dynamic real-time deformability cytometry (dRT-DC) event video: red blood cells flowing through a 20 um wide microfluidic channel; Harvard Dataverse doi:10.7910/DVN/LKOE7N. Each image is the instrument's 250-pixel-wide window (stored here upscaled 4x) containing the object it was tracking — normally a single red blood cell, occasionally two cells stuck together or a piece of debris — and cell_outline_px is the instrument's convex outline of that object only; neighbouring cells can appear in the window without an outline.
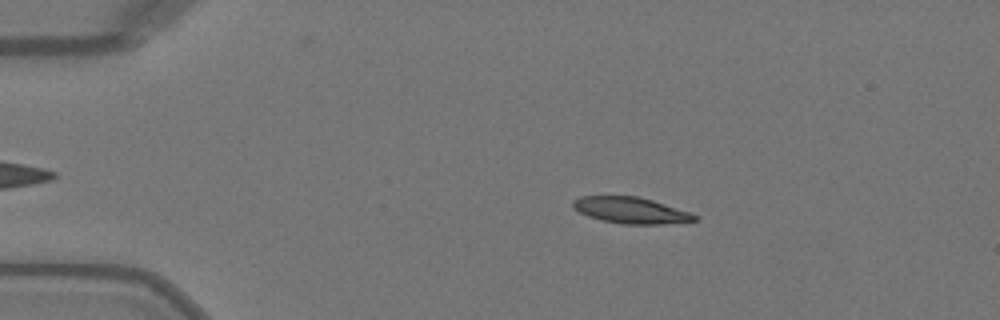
{"species": "Egyptian fruit bat (a non-hibernating species)", "species_latin": "Rousettus aegyptiacus", "temperature_condition": "warm", "stored_images_in_passage": 49, "camera_frame_rate_fps": 3000, "um_per_image_px": 0.085, "animal": {"sex": "female"}, "frame": {"image": 1, "passage_image": 9, "time_ms": 2.667, "image_size_px": [1000, 320], "cell_outline_px": [[700, 220], [660, 224], [624, 224], [600, 220], [588, 216], [580, 212], [572, 204], [572, 200], [580, 196], [636, 196], [652, 200], [700, 216]], "centroid_in_image_um": [53.62, 17.88], "position_along_channel_um": 31.4, "area_um2": 18.44}}
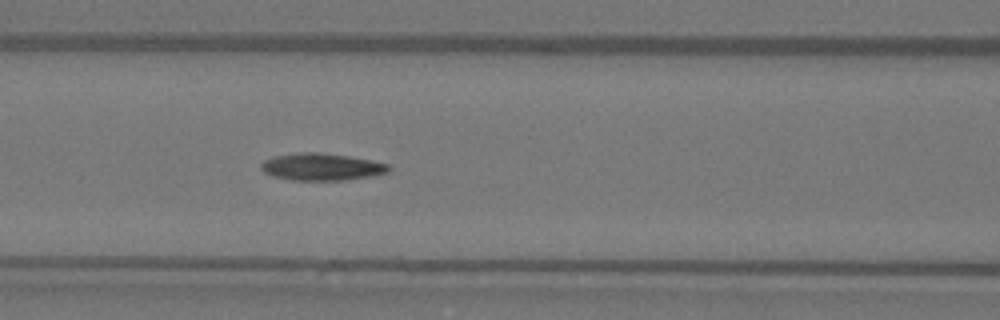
{"frame": {"image": 2, "passage_image": 21, "time_ms": 6.667, "image_size_px": [1000, 320], "cell_outline_px": [[392, 168], [388, 172], [368, 176], [344, 180], [292, 180], [272, 176], [264, 172], [260, 168], [260, 164], [264, 160], [276, 156], [300, 152], [316, 152], [348, 156], [372, 160], [388, 164]], "centroid_in_image_um": [27.32, 14.18], "position_along_channel_um": 139.3, "area_um2": 20.06}}
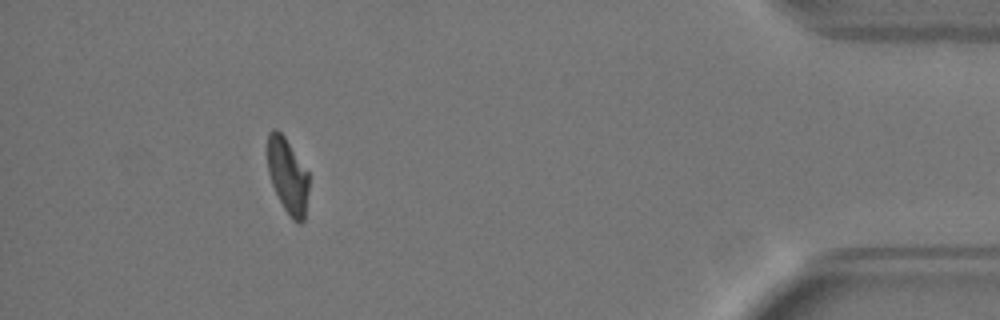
{"frame": {"image": 3, "passage_image": 45, "time_ms": 14.667, "image_size_px": [1000, 320], "cell_outline_px": [[308, 192], [304, 220], [300, 224], [292, 220], [284, 208], [272, 184], [268, 172], [268, 132], [272, 128], [276, 128], [284, 136], [308, 172]], "centroid_in_image_um": [24.45, 14.94], "position_along_channel_um": 410.8, "area_um2": 17.92}, "authors_computed_cell_mechanics": {"area_um2": 19.5364, "velocity_mm_per_s": 4.0775, "shape_relaxation_time_tau1_ms": 4.2591, "shape_relaxation_time_tau2_ms": 4.3626, "deformation_change_tau1": 0.1691, "deformation_change_tau2": 0.1026}}